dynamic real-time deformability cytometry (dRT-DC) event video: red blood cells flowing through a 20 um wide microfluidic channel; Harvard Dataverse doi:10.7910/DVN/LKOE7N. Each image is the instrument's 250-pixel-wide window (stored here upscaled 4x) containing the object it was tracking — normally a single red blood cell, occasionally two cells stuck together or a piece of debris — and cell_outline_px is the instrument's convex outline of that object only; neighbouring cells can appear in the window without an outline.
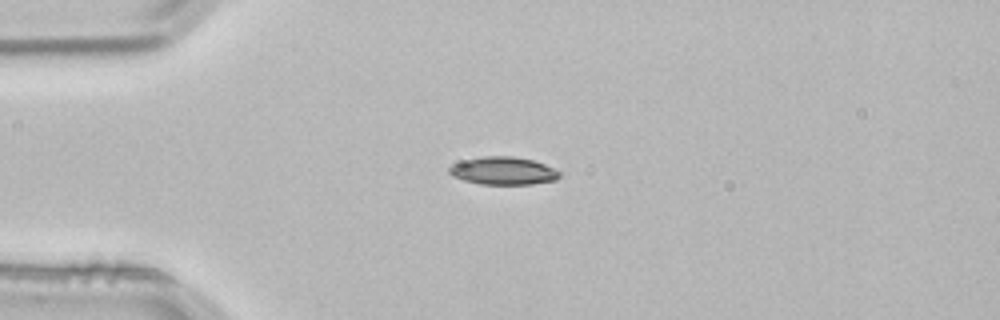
{"species": "common noctule bat (a hibernating species)", "species_latin": "Nyctalus noctula", "temperature_condition": "room temperature", "stored_images_in_passage": 1, "camera_frame_rate_fps": 3000, "um_per_image_px": 0.085, "animal": {"sex": "male", "body_mass_g": 21.5, "forearm_length_mm": 52.0}, "frame": {"image": 1, "passage_image": 1, "time_ms": 0.0, "image_size_px": [1000, 320], "cell_outline_px": [[560, 176], [556, 180], [532, 184], [480, 184], [464, 180], [452, 176], [448, 172], [448, 168], [452, 164], [484, 156], [512, 156], [532, 160], [544, 164], [560, 172]], "centroid_in_image_um": [42.77, 14.53], "position_along_channel_um": 42.2, "area_um2": 17.69}}